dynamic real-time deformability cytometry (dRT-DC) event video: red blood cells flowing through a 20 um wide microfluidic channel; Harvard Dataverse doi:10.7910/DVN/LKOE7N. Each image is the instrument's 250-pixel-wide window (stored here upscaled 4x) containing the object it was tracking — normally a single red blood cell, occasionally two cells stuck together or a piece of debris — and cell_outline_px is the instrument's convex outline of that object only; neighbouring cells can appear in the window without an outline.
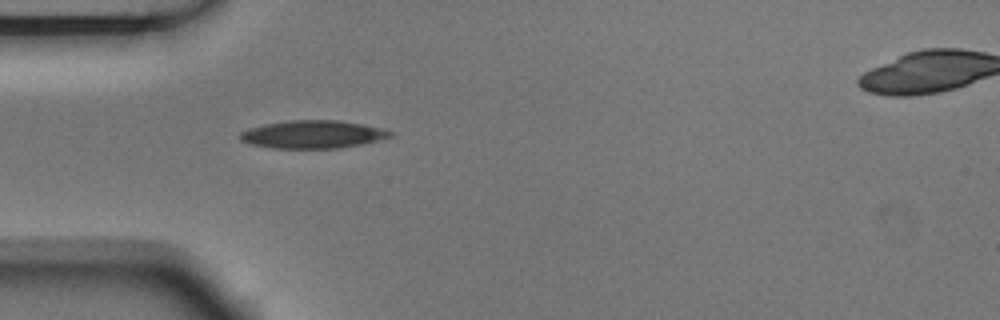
{"species": "Egyptian fruit bat (a non-hibernating species)", "species_latin": "Rousettus aegyptiacus", "temperature_condition": "room temperature", "stored_images_in_passage": 2, "segment_of_instrument_passage": [1, 2], "camera_frame_rate_fps": 3000, "um_per_image_px": 0.085, "animal": {"sex": "male"}, "frame": {"image": 1, "passage_image": 1, "time_ms": 0.0, "image_size_px": [1000, 320], "cell_outline_px": [[396, 132], [392, 136], [380, 140], [360, 144], [336, 148], [272, 148], [248, 144], [240, 140], [240, 132], [248, 128], [264, 124], [292, 120], [340, 120], [364, 124], [384, 128]], "centroid_in_image_um": [26.61, 11.41], "position_along_channel_um": 58.4, "area_um2": 24.62}}